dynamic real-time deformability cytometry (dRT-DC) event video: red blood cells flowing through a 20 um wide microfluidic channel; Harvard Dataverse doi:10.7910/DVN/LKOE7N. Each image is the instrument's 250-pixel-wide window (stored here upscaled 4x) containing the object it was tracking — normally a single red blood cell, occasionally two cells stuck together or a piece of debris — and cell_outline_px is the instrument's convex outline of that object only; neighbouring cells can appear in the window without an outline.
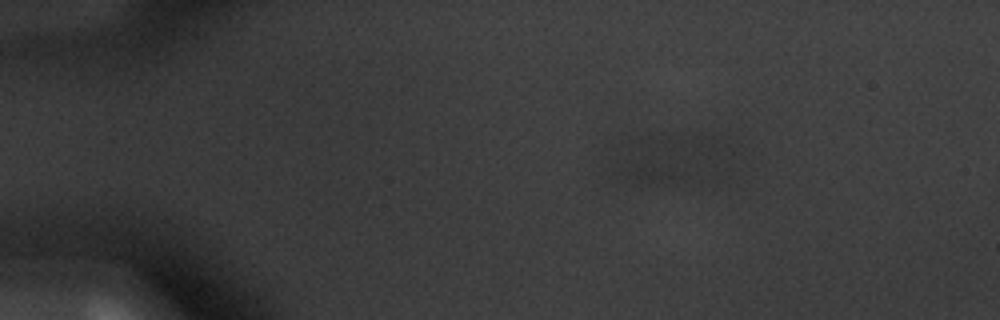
{"species": "common noctule bat (a hibernating species)", "species_latin": "Nyctalus noctula", "temperature_condition": "warm", "stored_images_in_passage": 8, "camera_frame_rate_fps": 3000, "um_per_image_px": 0.085, "animal": {"sex": "male", "body_mass_g": 20.1, "forearm_length_mm": 53.5}, "frame": {"image": 1, "passage_image": 1, "time_ms": 0.0, "image_size_px": [1000, 320], "cell_outline_px": [[736, 152], [680, 180], [652, 184], [624, 176], [612, 172], [620, 164], [628, 160], [704, 136], [712, 136], [736, 144]], "centroid_in_image_um": [57.53, 13.65], "position_along_channel_um": 27.5, "area_um2": 23.0}}